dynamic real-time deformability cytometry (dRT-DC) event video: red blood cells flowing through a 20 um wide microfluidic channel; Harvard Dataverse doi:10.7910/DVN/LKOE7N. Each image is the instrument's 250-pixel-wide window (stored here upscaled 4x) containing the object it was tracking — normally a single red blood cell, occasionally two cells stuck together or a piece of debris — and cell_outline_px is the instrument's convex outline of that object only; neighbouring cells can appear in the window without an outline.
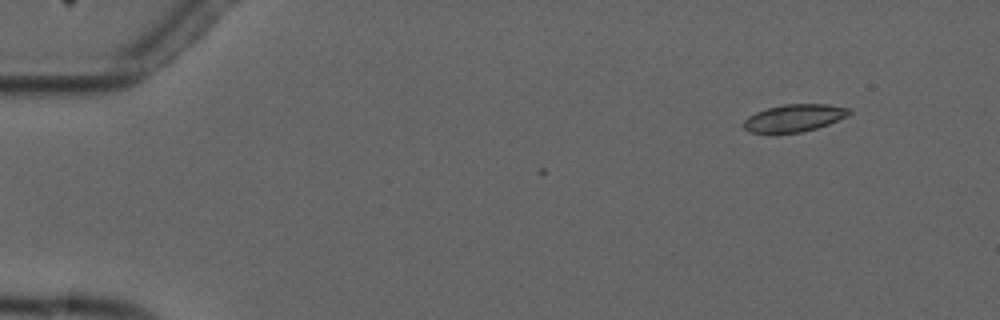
{"species": "common noctule bat (a hibernating species)", "species_latin": "Nyctalus noctula", "temperature_condition": "cold", "stored_images_in_passage": 5, "camera_frame_rate_fps": 3000, "um_per_image_px": 0.085, "animal": {"sex": "male", "forearm_length_mm": 52.5}, "frame": {"image": 1, "passage_image": 2, "time_ms": 1.333, "image_size_px": [1000, 320], "cell_outline_px": [[852, 112], [848, 116], [828, 124], [816, 128], [800, 132], [776, 136], [748, 132], [740, 124], [748, 116], [756, 112], [768, 108], [784, 104], [828, 104], [852, 108]], "centroid_in_image_um": [67.45, 10.07], "position_along_channel_um": 17.5, "area_um2": 17.57}}
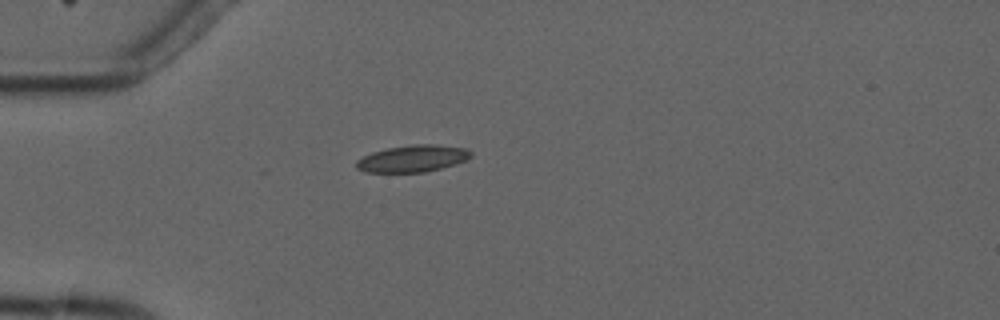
{"frame": {"image": 2, "passage_image": 5, "time_ms": 4.667, "image_size_px": [1000, 320], "cell_outline_px": [[472, 156], [468, 160], [440, 168], [424, 172], [364, 172], [356, 168], [356, 160], [372, 152], [388, 148], [412, 144], [436, 144], [468, 148], [472, 152]], "centroid_in_image_um": [35.1, 13.47], "position_along_channel_um": 49.9, "area_um2": 18.03}}